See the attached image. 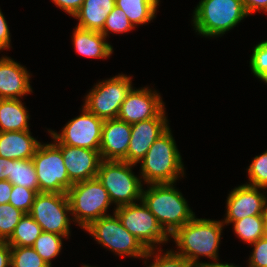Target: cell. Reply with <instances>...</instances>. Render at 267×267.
Masks as SVG:
<instances>
[{
	"instance_id": "43",
	"label": "cell",
	"mask_w": 267,
	"mask_h": 267,
	"mask_svg": "<svg viewBox=\"0 0 267 267\" xmlns=\"http://www.w3.org/2000/svg\"><path fill=\"white\" fill-rule=\"evenodd\" d=\"M5 166H6V158L0 157V181L3 180L2 172Z\"/></svg>"
},
{
	"instance_id": "5",
	"label": "cell",
	"mask_w": 267,
	"mask_h": 267,
	"mask_svg": "<svg viewBox=\"0 0 267 267\" xmlns=\"http://www.w3.org/2000/svg\"><path fill=\"white\" fill-rule=\"evenodd\" d=\"M71 214L79 226L85 229L93 221L106 216L112 203L106 188L98 178L73 184L67 191Z\"/></svg>"
},
{
	"instance_id": "23",
	"label": "cell",
	"mask_w": 267,
	"mask_h": 267,
	"mask_svg": "<svg viewBox=\"0 0 267 267\" xmlns=\"http://www.w3.org/2000/svg\"><path fill=\"white\" fill-rule=\"evenodd\" d=\"M28 119L20 99H0V132L29 130Z\"/></svg>"
},
{
	"instance_id": "18",
	"label": "cell",
	"mask_w": 267,
	"mask_h": 267,
	"mask_svg": "<svg viewBox=\"0 0 267 267\" xmlns=\"http://www.w3.org/2000/svg\"><path fill=\"white\" fill-rule=\"evenodd\" d=\"M30 74L8 57L0 59V99H19L32 92Z\"/></svg>"
},
{
	"instance_id": "13",
	"label": "cell",
	"mask_w": 267,
	"mask_h": 267,
	"mask_svg": "<svg viewBox=\"0 0 267 267\" xmlns=\"http://www.w3.org/2000/svg\"><path fill=\"white\" fill-rule=\"evenodd\" d=\"M164 103L158 93L151 89H131L123 101L118 119L134 124L157 117L164 110Z\"/></svg>"
},
{
	"instance_id": "37",
	"label": "cell",
	"mask_w": 267,
	"mask_h": 267,
	"mask_svg": "<svg viewBox=\"0 0 267 267\" xmlns=\"http://www.w3.org/2000/svg\"><path fill=\"white\" fill-rule=\"evenodd\" d=\"M10 41L9 28L0 10V50L10 48Z\"/></svg>"
},
{
	"instance_id": "32",
	"label": "cell",
	"mask_w": 267,
	"mask_h": 267,
	"mask_svg": "<svg viewBox=\"0 0 267 267\" xmlns=\"http://www.w3.org/2000/svg\"><path fill=\"white\" fill-rule=\"evenodd\" d=\"M250 67L255 77L267 83V41H263L254 47Z\"/></svg>"
},
{
	"instance_id": "2",
	"label": "cell",
	"mask_w": 267,
	"mask_h": 267,
	"mask_svg": "<svg viewBox=\"0 0 267 267\" xmlns=\"http://www.w3.org/2000/svg\"><path fill=\"white\" fill-rule=\"evenodd\" d=\"M173 184H150L148 190L142 191L141 199L169 236L195 216Z\"/></svg>"
},
{
	"instance_id": "36",
	"label": "cell",
	"mask_w": 267,
	"mask_h": 267,
	"mask_svg": "<svg viewBox=\"0 0 267 267\" xmlns=\"http://www.w3.org/2000/svg\"><path fill=\"white\" fill-rule=\"evenodd\" d=\"M58 7L65 10L69 15H74L80 10L84 0H52Z\"/></svg>"
},
{
	"instance_id": "38",
	"label": "cell",
	"mask_w": 267,
	"mask_h": 267,
	"mask_svg": "<svg viewBox=\"0 0 267 267\" xmlns=\"http://www.w3.org/2000/svg\"><path fill=\"white\" fill-rule=\"evenodd\" d=\"M242 2L248 15L260 10L267 12V0H242Z\"/></svg>"
},
{
	"instance_id": "22",
	"label": "cell",
	"mask_w": 267,
	"mask_h": 267,
	"mask_svg": "<svg viewBox=\"0 0 267 267\" xmlns=\"http://www.w3.org/2000/svg\"><path fill=\"white\" fill-rule=\"evenodd\" d=\"M2 178L8 180L12 185L23 186L39 193L36 169L32 159H6Z\"/></svg>"
},
{
	"instance_id": "12",
	"label": "cell",
	"mask_w": 267,
	"mask_h": 267,
	"mask_svg": "<svg viewBox=\"0 0 267 267\" xmlns=\"http://www.w3.org/2000/svg\"><path fill=\"white\" fill-rule=\"evenodd\" d=\"M103 123L104 120L98 118L83 106L82 114L71 119L63 128L61 134L55 131L49 133L55 139V145L82 147L99 151Z\"/></svg>"
},
{
	"instance_id": "7",
	"label": "cell",
	"mask_w": 267,
	"mask_h": 267,
	"mask_svg": "<svg viewBox=\"0 0 267 267\" xmlns=\"http://www.w3.org/2000/svg\"><path fill=\"white\" fill-rule=\"evenodd\" d=\"M114 216L106 215L92 223L87 230L99 244L116 252L119 256L129 255L148 259L154 255L153 250H147L139 240L129 233L122 225L119 217L114 212Z\"/></svg>"
},
{
	"instance_id": "30",
	"label": "cell",
	"mask_w": 267,
	"mask_h": 267,
	"mask_svg": "<svg viewBox=\"0 0 267 267\" xmlns=\"http://www.w3.org/2000/svg\"><path fill=\"white\" fill-rule=\"evenodd\" d=\"M133 28L134 26L131 24L125 13L119 7L115 6V8L109 13L103 29L100 32L106 38L109 31L115 33H125Z\"/></svg>"
},
{
	"instance_id": "15",
	"label": "cell",
	"mask_w": 267,
	"mask_h": 267,
	"mask_svg": "<svg viewBox=\"0 0 267 267\" xmlns=\"http://www.w3.org/2000/svg\"><path fill=\"white\" fill-rule=\"evenodd\" d=\"M62 152L64 165L72 184L96 178L102 161L100 151L67 145H56Z\"/></svg>"
},
{
	"instance_id": "11",
	"label": "cell",
	"mask_w": 267,
	"mask_h": 267,
	"mask_svg": "<svg viewBox=\"0 0 267 267\" xmlns=\"http://www.w3.org/2000/svg\"><path fill=\"white\" fill-rule=\"evenodd\" d=\"M71 212L67 194L39 192L35 196L29 215L41 226L42 231L62 235L70 233Z\"/></svg>"
},
{
	"instance_id": "27",
	"label": "cell",
	"mask_w": 267,
	"mask_h": 267,
	"mask_svg": "<svg viewBox=\"0 0 267 267\" xmlns=\"http://www.w3.org/2000/svg\"><path fill=\"white\" fill-rule=\"evenodd\" d=\"M62 238L64 236L43 231L32 246L49 267H52L51 259L60 253Z\"/></svg>"
},
{
	"instance_id": "25",
	"label": "cell",
	"mask_w": 267,
	"mask_h": 267,
	"mask_svg": "<svg viewBox=\"0 0 267 267\" xmlns=\"http://www.w3.org/2000/svg\"><path fill=\"white\" fill-rule=\"evenodd\" d=\"M42 232L41 226L29 214H25L6 242L10 247H32Z\"/></svg>"
},
{
	"instance_id": "21",
	"label": "cell",
	"mask_w": 267,
	"mask_h": 267,
	"mask_svg": "<svg viewBox=\"0 0 267 267\" xmlns=\"http://www.w3.org/2000/svg\"><path fill=\"white\" fill-rule=\"evenodd\" d=\"M105 39L99 31L79 27L73 33L76 52L89 58H107L113 53V47Z\"/></svg>"
},
{
	"instance_id": "10",
	"label": "cell",
	"mask_w": 267,
	"mask_h": 267,
	"mask_svg": "<svg viewBox=\"0 0 267 267\" xmlns=\"http://www.w3.org/2000/svg\"><path fill=\"white\" fill-rule=\"evenodd\" d=\"M86 96L84 107L102 120L117 118L121 105L133 88L123 74L99 82Z\"/></svg>"
},
{
	"instance_id": "4",
	"label": "cell",
	"mask_w": 267,
	"mask_h": 267,
	"mask_svg": "<svg viewBox=\"0 0 267 267\" xmlns=\"http://www.w3.org/2000/svg\"><path fill=\"white\" fill-rule=\"evenodd\" d=\"M193 13L194 30L206 37L223 35L248 16L242 0H201Z\"/></svg>"
},
{
	"instance_id": "42",
	"label": "cell",
	"mask_w": 267,
	"mask_h": 267,
	"mask_svg": "<svg viewBox=\"0 0 267 267\" xmlns=\"http://www.w3.org/2000/svg\"><path fill=\"white\" fill-rule=\"evenodd\" d=\"M262 217H263V221H264L265 231L267 234V199L265 200V203H264Z\"/></svg>"
},
{
	"instance_id": "20",
	"label": "cell",
	"mask_w": 267,
	"mask_h": 267,
	"mask_svg": "<svg viewBox=\"0 0 267 267\" xmlns=\"http://www.w3.org/2000/svg\"><path fill=\"white\" fill-rule=\"evenodd\" d=\"M115 6V0H84L80 10L74 15L79 20L77 27L100 32Z\"/></svg>"
},
{
	"instance_id": "29",
	"label": "cell",
	"mask_w": 267,
	"mask_h": 267,
	"mask_svg": "<svg viewBox=\"0 0 267 267\" xmlns=\"http://www.w3.org/2000/svg\"><path fill=\"white\" fill-rule=\"evenodd\" d=\"M11 267H49L32 247H10Z\"/></svg>"
},
{
	"instance_id": "31",
	"label": "cell",
	"mask_w": 267,
	"mask_h": 267,
	"mask_svg": "<svg viewBox=\"0 0 267 267\" xmlns=\"http://www.w3.org/2000/svg\"><path fill=\"white\" fill-rule=\"evenodd\" d=\"M248 175L250 181L248 185L267 188V150L252 160Z\"/></svg>"
},
{
	"instance_id": "39",
	"label": "cell",
	"mask_w": 267,
	"mask_h": 267,
	"mask_svg": "<svg viewBox=\"0 0 267 267\" xmlns=\"http://www.w3.org/2000/svg\"><path fill=\"white\" fill-rule=\"evenodd\" d=\"M0 267H11V248L4 240H0Z\"/></svg>"
},
{
	"instance_id": "28",
	"label": "cell",
	"mask_w": 267,
	"mask_h": 267,
	"mask_svg": "<svg viewBox=\"0 0 267 267\" xmlns=\"http://www.w3.org/2000/svg\"><path fill=\"white\" fill-rule=\"evenodd\" d=\"M25 215L10 203L0 204V240L7 241Z\"/></svg>"
},
{
	"instance_id": "6",
	"label": "cell",
	"mask_w": 267,
	"mask_h": 267,
	"mask_svg": "<svg viewBox=\"0 0 267 267\" xmlns=\"http://www.w3.org/2000/svg\"><path fill=\"white\" fill-rule=\"evenodd\" d=\"M133 165L118 160H102L100 163L96 177L106 188L111 202L117 204L116 207L142 199L141 179L132 173Z\"/></svg>"
},
{
	"instance_id": "26",
	"label": "cell",
	"mask_w": 267,
	"mask_h": 267,
	"mask_svg": "<svg viewBox=\"0 0 267 267\" xmlns=\"http://www.w3.org/2000/svg\"><path fill=\"white\" fill-rule=\"evenodd\" d=\"M233 224L237 236L249 244L267 235L262 215L248 216L234 221Z\"/></svg>"
},
{
	"instance_id": "1",
	"label": "cell",
	"mask_w": 267,
	"mask_h": 267,
	"mask_svg": "<svg viewBox=\"0 0 267 267\" xmlns=\"http://www.w3.org/2000/svg\"><path fill=\"white\" fill-rule=\"evenodd\" d=\"M223 226L222 221L197 219L194 216L172 235L179 248L176 253L186 258L194 267L201 265L198 261L201 255L217 261Z\"/></svg>"
},
{
	"instance_id": "9",
	"label": "cell",
	"mask_w": 267,
	"mask_h": 267,
	"mask_svg": "<svg viewBox=\"0 0 267 267\" xmlns=\"http://www.w3.org/2000/svg\"><path fill=\"white\" fill-rule=\"evenodd\" d=\"M39 192L66 194L73 185L70 182L61 150L54 144H39L32 157Z\"/></svg>"
},
{
	"instance_id": "8",
	"label": "cell",
	"mask_w": 267,
	"mask_h": 267,
	"mask_svg": "<svg viewBox=\"0 0 267 267\" xmlns=\"http://www.w3.org/2000/svg\"><path fill=\"white\" fill-rule=\"evenodd\" d=\"M133 203L118 206L115 213L123 227L135 236L147 250H155V244L165 243L170 237L148 207Z\"/></svg>"
},
{
	"instance_id": "41",
	"label": "cell",
	"mask_w": 267,
	"mask_h": 267,
	"mask_svg": "<svg viewBox=\"0 0 267 267\" xmlns=\"http://www.w3.org/2000/svg\"><path fill=\"white\" fill-rule=\"evenodd\" d=\"M198 267H236V266H234L233 264H227V263H225V264H221V263H201V265L200 266H198ZM238 267V266H237Z\"/></svg>"
},
{
	"instance_id": "40",
	"label": "cell",
	"mask_w": 267,
	"mask_h": 267,
	"mask_svg": "<svg viewBox=\"0 0 267 267\" xmlns=\"http://www.w3.org/2000/svg\"><path fill=\"white\" fill-rule=\"evenodd\" d=\"M13 185L8 180L0 181V204L9 203Z\"/></svg>"
},
{
	"instance_id": "16",
	"label": "cell",
	"mask_w": 267,
	"mask_h": 267,
	"mask_svg": "<svg viewBox=\"0 0 267 267\" xmlns=\"http://www.w3.org/2000/svg\"><path fill=\"white\" fill-rule=\"evenodd\" d=\"M258 189L264 188L248 184L234 188L227 198V213L223 224L233 223L248 216L262 215L266 197Z\"/></svg>"
},
{
	"instance_id": "34",
	"label": "cell",
	"mask_w": 267,
	"mask_h": 267,
	"mask_svg": "<svg viewBox=\"0 0 267 267\" xmlns=\"http://www.w3.org/2000/svg\"><path fill=\"white\" fill-rule=\"evenodd\" d=\"M154 260L149 267H194L186 258L172 250L157 255Z\"/></svg>"
},
{
	"instance_id": "33",
	"label": "cell",
	"mask_w": 267,
	"mask_h": 267,
	"mask_svg": "<svg viewBox=\"0 0 267 267\" xmlns=\"http://www.w3.org/2000/svg\"><path fill=\"white\" fill-rule=\"evenodd\" d=\"M37 193L34 190L19 185H13L9 203L25 214H29Z\"/></svg>"
},
{
	"instance_id": "14",
	"label": "cell",
	"mask_w": 267,
	"mask_h": 267,
	"mask_svg": "<svg viewBox=\"0 0 267 267\" xmlns=\"http://www.w3.org/2000/svg\"><path fill=\"white\" fill-rule=\"evenodd\" d=\"M165 110L157 117L131 125L127 163L137 164L146 155L155 140L168 128Z\"/></svg>"
},
{
	"instance_id": "17",
	"label": "cell",
	"mask_w": 267,
	"mask_h": 267,
	"mask_svg": "<svg viewBox=\"0 0 267 267\" xmlns=\"http://www.w3.org/2000/svg\"><path fill=\"white\" fill-rule=\"evenodd\" d=\"M130 136L131 124L118 118L104 120L99 149L102 160L127 162Z\"/></svg>"
},
{
	"instance_id": "24",
	"label": "cell",
	"mask_w": 267,
	"mask_h": 267,
	"mask_svg": "<svg viewBox=\"0 0 267 267\" xmlns=\"http://www.w3.org/2000/svg\"><path fill=\"white\" fill-rule=\"evenodd\" d=\"M160 0H115L119 7L128 17L131 24L141 25L150 22L156 13Z\"/></svg>"
},
{
	"instance_id": "3",
	"label": "cell",
	"mask_w": 267,
	"mask_h": 267,
	"mask_svg": "<svg viewBox=\"0 0 267 267\" xmlns=\"http://www.w3.org/2000/svg\"><path fill=\"white\" fill-rule=\"evenodd\" d=\"M141 162V176L149 184L174 183L184 175V165L168 128L151 145Z\"/></svg>"
},
{
	"instance_id": "19",
	"label": "cell",
	"mask_w": 267,
	"mask_h": 267,
	"mask_svg": "<svg viewBox=\"0 0 267 267\" xmlns=\"http://www.w3.org/2000/svg\"><path fill=\"white\" fill-rule=\"evenodd\" d=\"M39 144L29 130L0 132V157L12 160L32 159Z\"/></svg>"
},
{
	"instance_id": "35",
	"label": "cell",
	"mask_w": 267,
	"mask_h": 267,
	"mask_svg": "<svg viewBox=\"0 0 267 267\" xmlns=\"http://www.w3.org/2000/svg\"><path fill=\"white\" fill-rule=\"evenodd\" d=\"M251 245L254 251L249 259V267H267V235Z\"/></svg>"
}]
</instances>
